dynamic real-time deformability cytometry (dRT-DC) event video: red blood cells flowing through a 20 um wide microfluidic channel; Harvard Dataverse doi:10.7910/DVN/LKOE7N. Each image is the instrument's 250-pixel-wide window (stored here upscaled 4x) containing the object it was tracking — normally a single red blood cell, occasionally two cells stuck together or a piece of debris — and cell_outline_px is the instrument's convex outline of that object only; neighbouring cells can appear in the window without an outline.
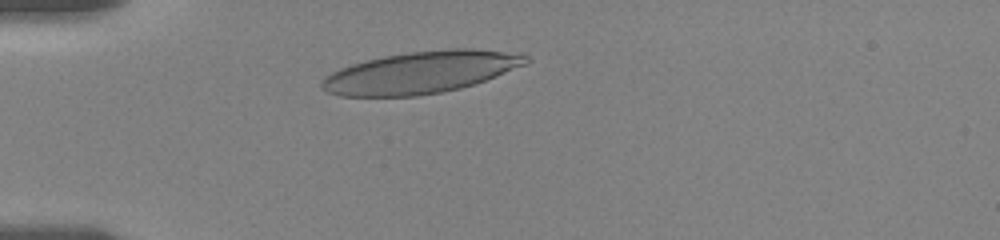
{"species": "human", "species_latin": "Homo sapiens", "temperature_condition": "room temperature", "stored_images_in_passage": 16, "camera_frame_rate_fps": 3000, "um_per_image_px": 0.085, "donor": {"sex": "female"}, "frame": {"image": 1, "passage_image": 5, "time_ms": 2.0, "image_size_px": [1000, 240], "cell_outline_px": [[532, 60], [524, 64], [496, 76], [460, 88], [440, 92], [416, 96], [340, 96], [328, 92], [320, 88], [320, 84], [332, 72], [340, 68], [352, 64], [384, 56], [412, 52], [448, 48], [472, 48], [524, 52]], "centroid_in_image_um": [35.83, 6.13], "position_along_channel_um": 49.2, "area_um2": 49.77}}
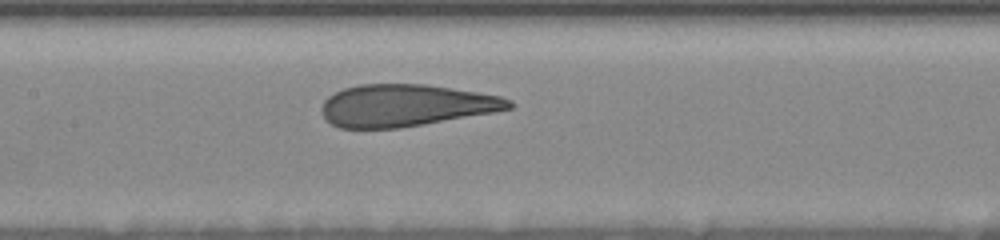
{"frame": {"image": 2, "passage_image": 13, "time_ms": 6.0, "image_size_px": [1000, 240], "cell_outline_px": [[516, 104], [512, 108], [492, 112], [424, 124], [400, 128], [340, 128], [332, 124], [320, 112], [320, 108], [324, 100], [328, 96], [344, 88], [360, 84], [424, 84], [476, 92], [500, 96], [512, 100]], "centroid_in_image_um": [34.46, 8.96], "position_along_channel_um": 172.9, "area_um2": 45.72}}
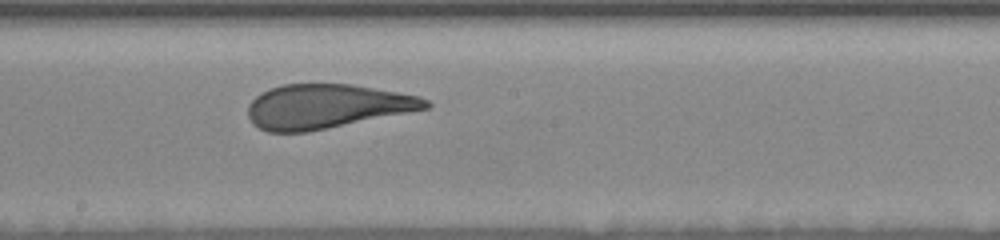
{"frame": {"image": 3, "passage_image": 16, "time_ms": 7.333, "image_size_px": [1000, 240], "cell_outline_px": [[432, 104], [428, 108], [308, 132], [268, 132], [252, 124], [248, 116], [248, 104], [260, 92], [268, 88], [284, 84], [352, 84], [420, 96], [428, 100]], "centroid_in_image_um": [27.72, 9.04], "position_along_channel_um": 220.5, "area_um2": 45.78}}